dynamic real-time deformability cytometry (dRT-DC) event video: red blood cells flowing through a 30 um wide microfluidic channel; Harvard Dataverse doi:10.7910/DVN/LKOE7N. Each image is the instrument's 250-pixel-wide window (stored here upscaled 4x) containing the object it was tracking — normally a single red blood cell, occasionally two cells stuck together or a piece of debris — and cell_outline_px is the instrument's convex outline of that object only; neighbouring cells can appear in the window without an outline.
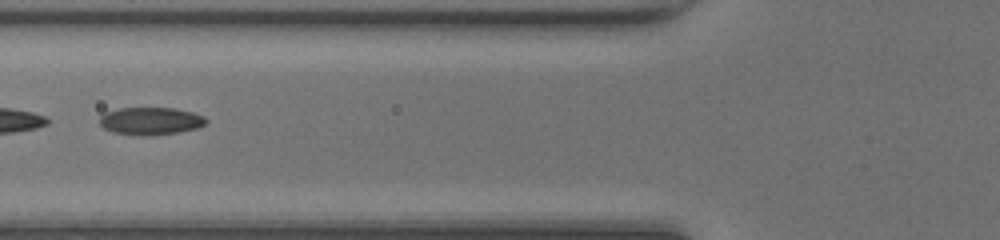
{"species": "common noctule bat (a hibernating species)", "species_latin": "Nyctalus noctula", "temperature_condition": "room temperature", "stored_images_in_passage": 46, "segment_of_instrument_passage": [2, 2], "camera_frame_rate_fps": 3000, "um_per_image_px": 0.085, "animal": {"sex": "female", "body_mass_g": 20.0, "forearm_length_mm": 54.0}, "frame": {"image": 1, "passage_image": 18, "time_ms": 5.667, "image_size_px": [1000, 240], "cell_outline_px": [[208, 120], [204, 124], [196, 128], [180, 132], [148, 136], [140, 136], [112, 132], [104, 128], [100, 124], [100, 116], [104, 112], [116, 108], [172, 108], [192, 112], [204, 116]], "centroid_in_image_um": [12.77, 10.29], "position_along_channel_um": 113.0, "area_um2": 17.22}}
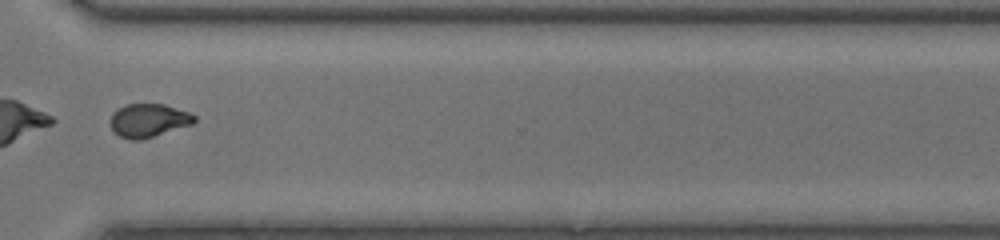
{"frame": {"image": 2, "passage_image": 35, "time_ms": 11.333, "image_size_px": [1000, 240], "cell_outline_px": [[196, 120], [192, 124], [140, 140], [132, 140], [120, 136], [112, 132], [112, 112], [128, 104], [164, 104], [188, 112], [196, 116]], "centroid_in_image_um": [12.63, 10.23], "position_along_channel_um": 358.0, "area_um2": 16.07}}